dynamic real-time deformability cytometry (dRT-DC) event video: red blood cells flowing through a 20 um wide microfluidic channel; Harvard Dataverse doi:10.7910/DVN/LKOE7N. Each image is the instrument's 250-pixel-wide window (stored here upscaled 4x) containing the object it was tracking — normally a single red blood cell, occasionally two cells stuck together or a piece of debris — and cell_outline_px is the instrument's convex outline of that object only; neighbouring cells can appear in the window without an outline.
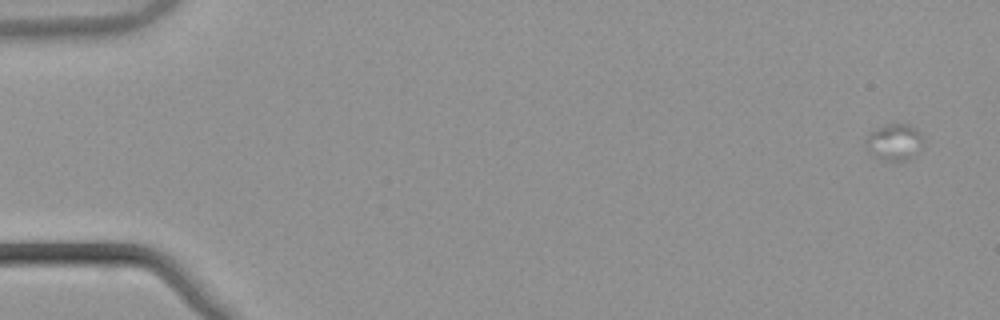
{"species": "common noctule bat (a hibernating species)", "species_latin": "Nyctalus noctula", "temperature_condition": "warm", "stored_images_in_passage": 7, "camera_frame_rate_fps": 3000, "um_per_image_px": 0.085, "animal": {"sex": "male", "body_mass_g": 21.5, "forearm_length_mm": 52.0}, "frame": {"image": 1, "passage_image": 3, "time_ms": 0.667, "image_size_px": [1000, 320], "cell_outline_px": [[920, 140], [908, 156], [904, 160], [884, 160], [876, 156], [868, 144], [868, 140], [872, 132], [876, 128], [888, 124], [908, 124], [916, 128], [920, 136]], "centroid_in_image_um": [75.98, 12.01], "position_along_channel_um": 9.0, "area_um2": 10.69}}